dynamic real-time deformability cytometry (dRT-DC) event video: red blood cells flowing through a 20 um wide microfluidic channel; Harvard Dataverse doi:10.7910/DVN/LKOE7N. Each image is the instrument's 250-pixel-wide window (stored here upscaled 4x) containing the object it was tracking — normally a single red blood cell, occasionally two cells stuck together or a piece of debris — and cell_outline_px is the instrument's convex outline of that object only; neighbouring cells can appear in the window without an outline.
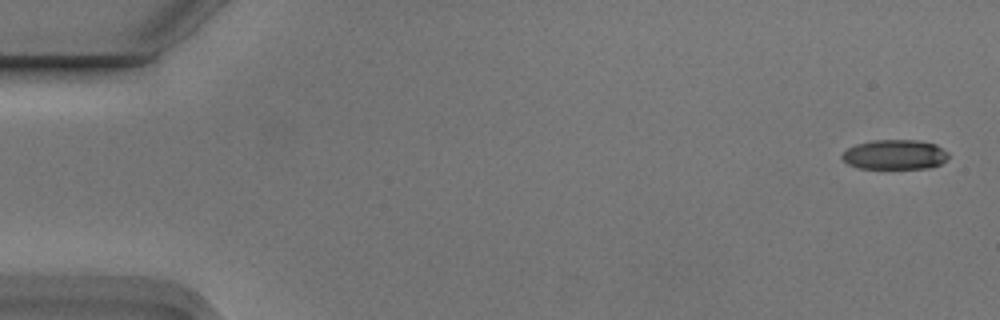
{"species": "Egyptian fruit bat (a non-hibernating species)", "species_latin": "Rousettus aegyptiacus", "temperature_condition": "cold", "stored_images_in_passage": 5, "camera_frame_rate_fps": 3000, "um_per_image_px": 0.085, "animal": {"sex": "male"}, "frame": {"image": 1, "passage_image": 1, "time_ms": 0.0, "image_size_px": [1000, 320], "cell_outline_px": [[948, 160], [940, 164], [928, 168], [856, 168], [848, 164], [840, 156], [848, 148], [856, 144], [872, 140], [916, 140], [936, 144], [948, 152]], "centroid_in_image_um": [76.07, 13.14], "position_along_channel_um": 8.9, "area_um2": 18.5}}
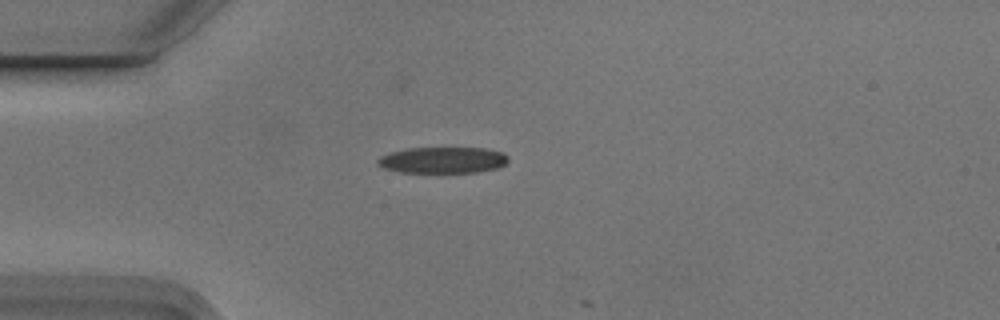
{"frame": {"image": 2, "passage_image": 4, "time_ms": 1.0, "image_size_px": [1000, 320], "cell_outline_px": [[508, 160], [504, 164], [496, 168], [476, 172], [400, 172], [384, 168], [376, 164], [376, 160], [380, 156], [388, 152], [408, 148], [484, 148], [500, 152], [508, 156]], "centroid_in_image_um": [37.57, 13.6], "position_along_channel_um": 47.4, "area_um2": 19.88}}